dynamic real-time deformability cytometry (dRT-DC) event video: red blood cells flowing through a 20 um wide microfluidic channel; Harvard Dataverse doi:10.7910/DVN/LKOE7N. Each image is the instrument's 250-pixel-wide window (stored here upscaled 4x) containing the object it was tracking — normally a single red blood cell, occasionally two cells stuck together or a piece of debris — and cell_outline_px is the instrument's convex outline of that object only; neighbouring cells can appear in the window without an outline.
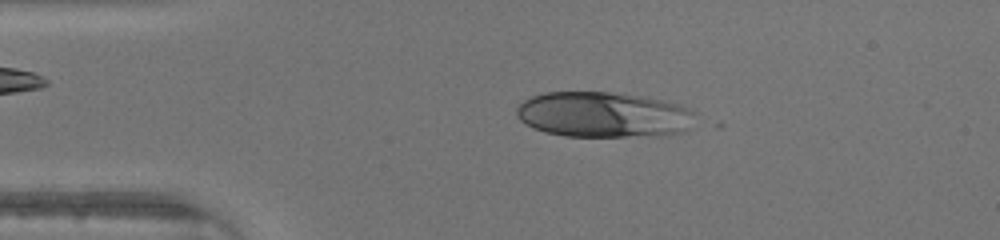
{"species": "human", "species_latin": "Homo sapiens", "temperature_condition": "warm", "stored_images_in_passage": 45, "camera_frame_rate_fps": 3000, "um_per_image_px": 0.085, "donor": {"sex": "male"}, "frame": {"image": 1, "passage_image": 9, "time_ms": 2.667, "image_size_px": [1000, 240], "cell_outline_px": [[692, 112], [684, 128], [680, 132], [624, 136], [564, 136], [544, 132], [520, 120], [516, 116], [516, 108], [524, 100], [532, 96], [544, 92], [608, 92], [640, 96], [660, 100], [676, 104], [688, 108]], "centroid_in_image_um": [51.12, 9.72], "position_along_channel_um": 33.9, "area_um2": 46.07}}
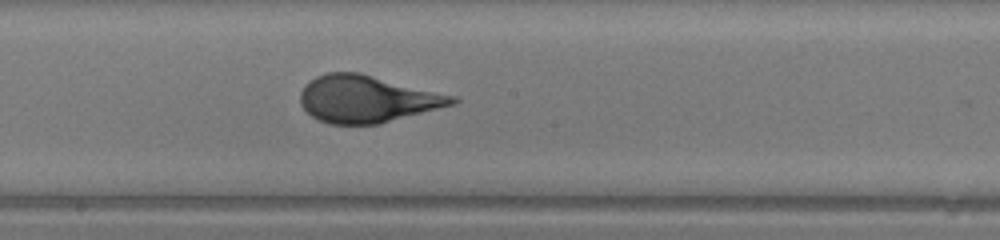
{"frame": {"image": 2, "passage_image": 24, "time_ms": 7.667, "image_size_px": [1000, 240], "cell_outline_px": [[460, 100], [456, 104], [380, 124], [328, 124], [312, 116], [300, 104], [300, 92], [304, 84], [316, 76], [328, 72], [360, 72], [456, 96]], "centroid_in_image_um": [31.21, 8.41], "position_along_channel_um": 217.0, "area_um2": 41.91}}
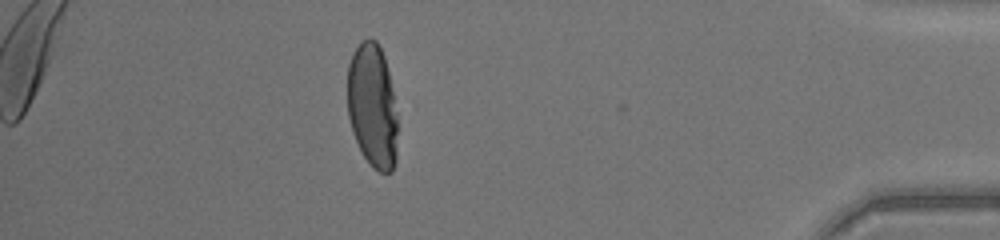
{"frame": {"image": 3, "passage_image": 40, "time_ms": 13.0, "image_size_px": [1000, 240], "cell_outline_px": [[396, 160], [392, 172], [380, 172], [372, 168], [364, 156], [352, 132], [348, 116], [348, 64], [356, 48], [368, 36], [376, 40], [384, 56], [388, 72], [396, 112]], "centroid_in_image_um": [31.65, 9.02], "position_along_channel_um": 403.6, "area_um2": 35.95}}